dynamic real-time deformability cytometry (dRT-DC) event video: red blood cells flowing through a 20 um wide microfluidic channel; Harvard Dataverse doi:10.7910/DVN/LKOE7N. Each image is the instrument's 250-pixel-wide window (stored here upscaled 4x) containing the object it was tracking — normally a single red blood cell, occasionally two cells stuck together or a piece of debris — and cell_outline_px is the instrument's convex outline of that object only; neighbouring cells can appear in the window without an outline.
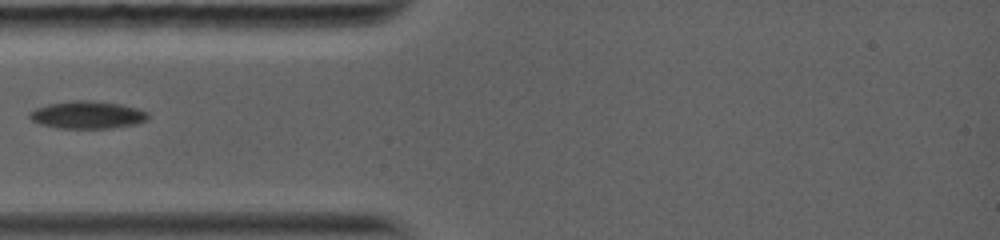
{"species": "common noctule bat (a hibernating species)", "species_latin": "Nyctalus noctula", "temperature_condition": "warm", "stored_images_in_passage": 5, "camera_frame_rate_fps": 5000, "um_per_image_px": 0.085, "animal": {"sex": "female", "body_mass_g": 19.0, "forearm_length_mm": 56.7}, "frame": {"image": 1, "passage_image": 2, "time_ms": 0.6, "image_size_px": [1000, 240], "cell_outline_px": [[148, 120], [136, 124], [112, 128], [56, 128], [40, 124], [32, 120], [28, 116], [28, 112], [36, 108], [48, 104], [76, 100], [88, 100], [120, 104], [136, 108], [148, 112]], "centroid_in_image_um": [7.42, 9.77], "position_along_channel_um": 77.6, "area_um2": 19.02}}